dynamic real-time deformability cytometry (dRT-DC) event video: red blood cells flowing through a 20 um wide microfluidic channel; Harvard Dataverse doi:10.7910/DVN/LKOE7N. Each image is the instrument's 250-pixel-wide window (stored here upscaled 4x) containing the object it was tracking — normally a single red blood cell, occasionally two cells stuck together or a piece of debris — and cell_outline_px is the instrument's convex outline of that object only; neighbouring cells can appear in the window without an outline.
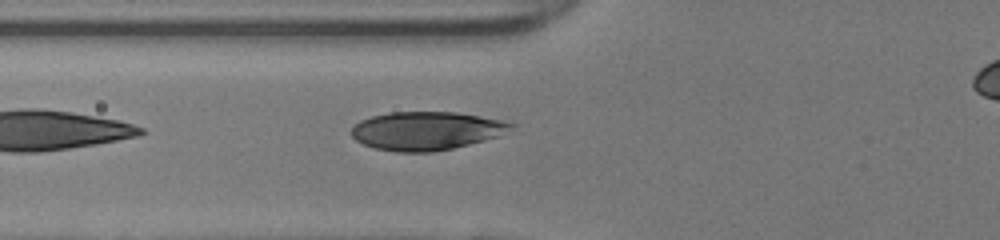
{"species": "human", "species_latin": "Homo sapiens", "temperature_condition": "room temperature", "stored_images_in_passage": 20, "camera_frame_rate_fps": 3000, "um_per_image_px": 0.085, "donor": {"sex": "female"}, "frame": {"image": 1, "passage_image": 2, "time_ms": 0.333, "image_size_px": [1000, 240], "cell_outline_px": [[516, 124], [500, 136], [452, 148], [432, 152], [396, 152], [372, 148], [356, 140], [348, 132], [360, 120], [372, 116], [388, 112], [456, 112], [504, 120]], "centroid_in_image_um": [36.21, 11.12], "position_along_channel_um": 89.6, "area_um2": 35.84}}
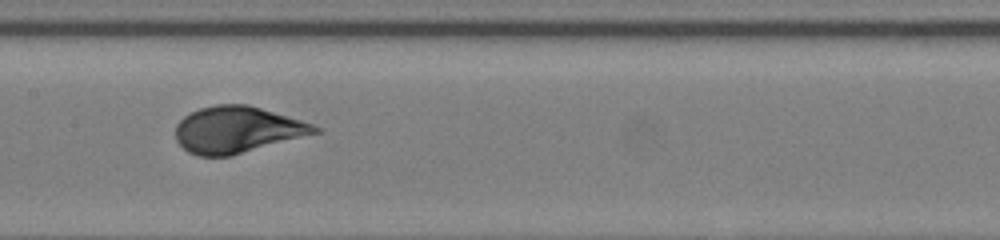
{"frame": {"image": 2, "passage_image": 9, "time_ms": 2.667, "image_size_px": [1000, 240], "cell_outline_px": [[324, 132], [232, 156], [196, 156], [188, 152], [176, 140], [176, 124], [184, 116], [200, 108], [216, 104], [248, 104], [300, 120], [312, 124], [320, 128]], "centroid_in_image_um": [20.19, 11.04], "position_along_channel_um": 187.2, "area_um2": 37.97}}
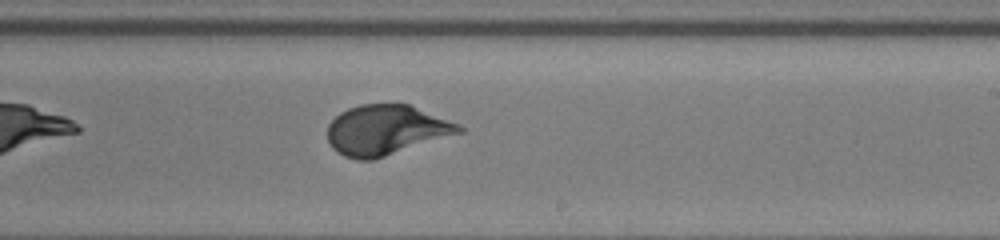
{"frame": {"image": 3, "passage_image": 14, "time_ms": 4.333, "image_size_px": [1000, 240], "cell_outline_px": [[464, 132], [372, 160], [356, 160], [344, 156], [336, 152], [328, 144], [328, 124], [340, 112], [348, 108], [360, 104], [408, 104], [460, 124], [464, 128]], "centroid_in_image_um": [32.8, 11.06], "position_along_channel_um": 256.2, "area_um2": 38.38}}